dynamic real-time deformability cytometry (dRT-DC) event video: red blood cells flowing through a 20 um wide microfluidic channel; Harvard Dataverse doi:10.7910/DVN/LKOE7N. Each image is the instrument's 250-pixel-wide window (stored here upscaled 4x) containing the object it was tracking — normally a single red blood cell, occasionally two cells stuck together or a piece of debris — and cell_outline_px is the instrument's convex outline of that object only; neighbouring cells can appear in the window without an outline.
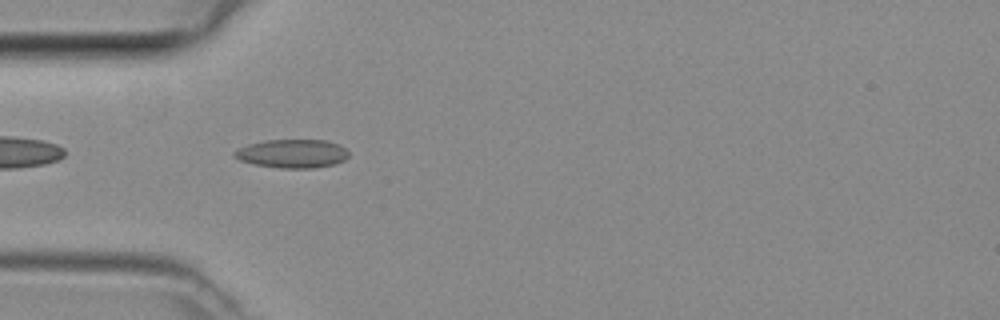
{"species": "common noctule bat (a hibernating species)", "species_latin": "Nyctalus noctula", "temperature_condition": "room temperature", "stored_images_in_passage": 34, "camera_frame_rate_fps": 3000, "um_per_image_px": 0.085, "animal": {"sex": "female", "body_mass_g": 29.2, "forearm_length_mm": 56.3}, "frame": {"image": 1, "passage_image": 1, "time_ms": 0.0, "image_size_px": [1000, 320], "cell_outline_px": [[348, 156], [344, 160], [332, 164], [312, 168], [280, 168], [252, 164], [240, 160], [232, 156], [232, 152], [248, 144], [268, 140], [324, 140], [340, 144], [348, 152]], "centroid_in_image_um": [24.81, 13.05], "position_along_channel_um": 60.2, "area_um2": 18.96}}
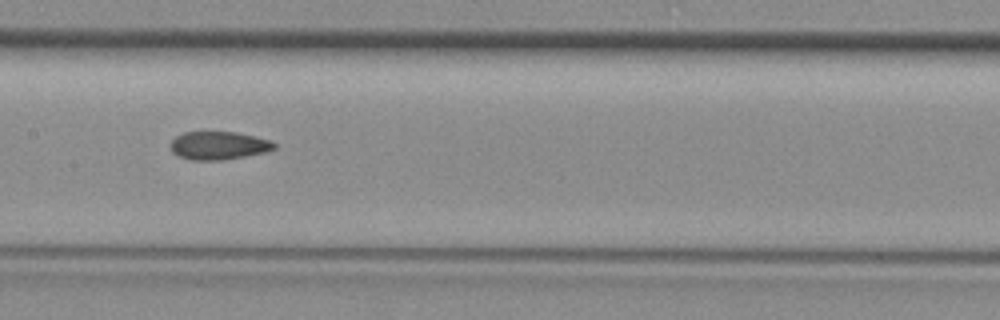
{"frame": {"image": 2, "passage_image": 10, "time_ms": 3.0, "image_size_px": [1000, 320], "cell_outline_px": [[276, 148], [264, 152], [244, 156], [220, 160], [192, 160], [180, 156], [172, 152], [172, 140], [176, 136], [184, 132], [236, 132], [268, 140], [276, 144]], "centroid_in_image_um": [18.57, 12.37], "position_along_channel_um": 188.8, "area_um2": 16.65}}
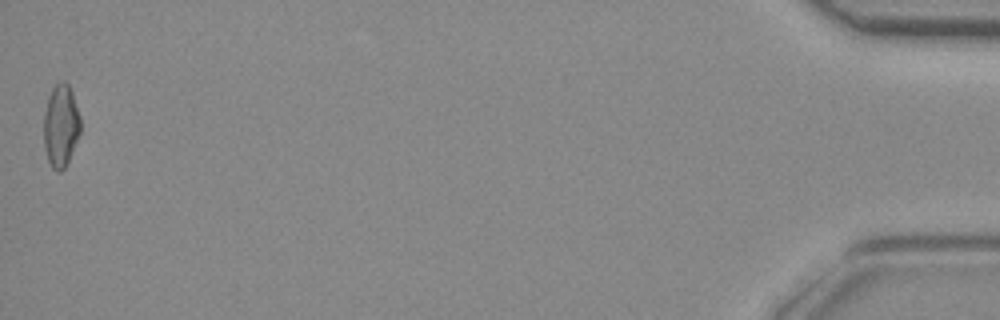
{"frame": {"image": 3, "passage_image": 34, "time_ms": 11.0, "image_size_px": [1000, 320], "cell_outline_px": [[80, 132], [68, 160], [64, 168], [60, 172], [56, 172], [52, 168], [48, 160], [44, 148], [44, 112], [48, 96], [52, 88], [60, 80], [64, 80], [68, 84], [72, 92], [80, 116]], "centroid_in_image_um": [5.15, 10.66], "position_along_channel_um": 430.0, "area_um2": 17.63}}